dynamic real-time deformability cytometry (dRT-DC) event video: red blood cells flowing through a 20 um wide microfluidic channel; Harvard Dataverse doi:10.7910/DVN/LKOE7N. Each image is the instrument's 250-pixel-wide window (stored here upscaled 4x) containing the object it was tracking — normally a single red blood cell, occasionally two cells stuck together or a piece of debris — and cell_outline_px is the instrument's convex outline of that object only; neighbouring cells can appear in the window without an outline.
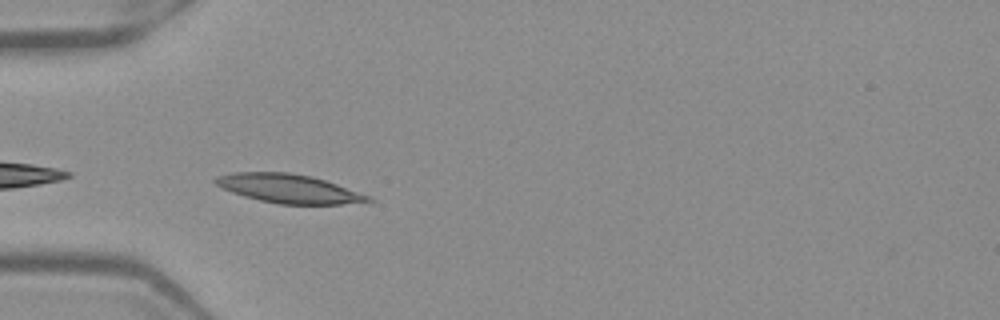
{"species": "Egyptian fruit bat (a non-hibernating species)", "species_latin": "Rousettus aegyptiacus", "temperature_condition": "warm", "stored_images_in_passage": 36, "camera_frame_rate_fps": 3000, "um_per_image_px": 0.085, "frame": {"image": 1, "passage_image": 2, "time_ms": 0.333, "image_size_px": [1000, 320], "cell_outline_px": [[376, 200], [340, 204], [280, 204], [260, 200], [244, 196], [232, 192], [216, 184], [212, 180], [216, 176], [232, 172], [288, 172], [312, 176], [372, 196]], "centroid_in_image_um": [24.54, 16.02], "position_along_channel_um": 60.5, "area_um2": 25.49}}
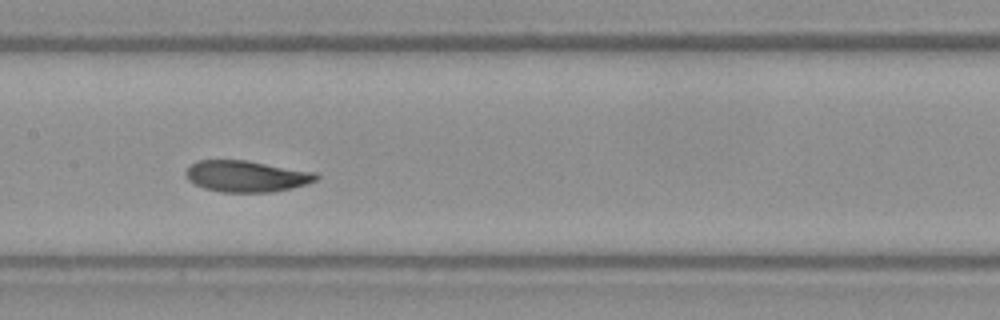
{"frame": {"image": 2, "passage_image": 12, "time_ms": 3.667, "image_size_px": [1000, 320], "cell_outline_px": [[320, 176], [316, 180], [292, 188], [272, 192], [220, 192], [204, 188], [188, 180], [184, 172], [196, 160], [248, 160], [316, 172]], "centroid_in_image_um": [20.95, 14.97], "position_along_channel_um": 186.5, "area_um2": 23.87}}
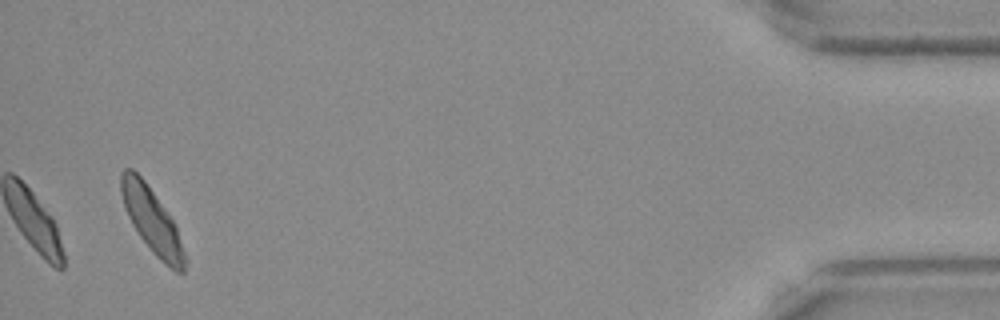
{"frame": {"image": 3, "passage_image": 36, "time_ms": 11.667, "image_size_px": [1000, 320], "cell_outline_px": [[188, 260], [184, 272], [176, 272], [164, 264], [152, 252], [140, 236], [132, 224], [124, 208], [120, 192], [120, 172], [124, 168], [132, 168], [144, 180], [172, 220], [176, 228]], "centroid_in_image_um": [12.9, 18.77], "position_along_channel_um": 422.3, "area_um2": 23.93}, "authors_computed_cell_mechanics": {"area_um2": 22.7443, "velocity_mm_per_s": 3.9241, "shape_relaxation_time_tau1_ms": 3.8174, "shape_relaxation_time_tau2_ms": 1.0022, "deformation_change_tau1": 0.1421, "deformation_change_tau2": 0.0369}}